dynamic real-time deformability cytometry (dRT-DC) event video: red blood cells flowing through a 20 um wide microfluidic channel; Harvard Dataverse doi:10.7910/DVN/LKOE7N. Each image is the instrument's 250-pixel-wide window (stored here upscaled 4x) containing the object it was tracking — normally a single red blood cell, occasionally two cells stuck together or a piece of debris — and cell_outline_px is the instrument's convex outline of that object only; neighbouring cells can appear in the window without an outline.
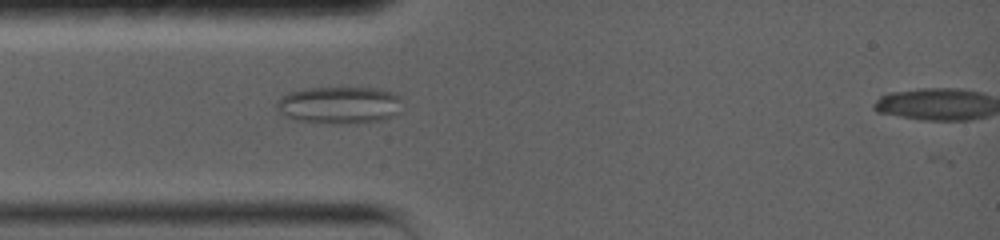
{"species": "common noctule bat (a hibernating species)", "species_latin": "Nyctalus noctula", "temperature_condition": "warm", "stored_images_in_passage": 34, "camera_frame_rate_fps": 5000, "um_per_image_px": 0.085, "animal": {"sex": "female", "body_mass_g": 19.0, "forearm_length_mm": 56.7}, "frame": {"image": 1, "passage_image": 11, "time_ms": 3.4, "image_size_px": [1000, 240], "cell_outline_px": [[400, 100], [396, 116], [384, 120], [356, 124], [332, 124], [292, 120], [280, 112], [276, 108], [276, 104], [280, 96], [288, 92], [304, 88], [380, 88], [396, 92], [400, 96]], "centroid_in_image_um": [28.84, 8.94], "position_along_channel_um": 56.2, "area_um2": 27.86}}
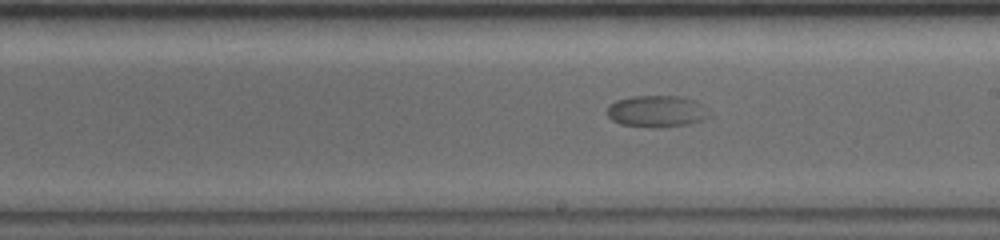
{"frame": {"image": 2, "passage_image": 25, "time_ms": 8.4, "image_size_px": [1000, 240], "cell_outline_px": [[708, 116], [700, 120], [688, 124], [620, 124], [612, 120], [608, 116], [608, 104], [616, 100], [632, 96], [680, 96], [696, 100], [700, 104]], "centroid_in_image_um": [55.75, 9.39], "position_along_channel_um": 233.2, "area_um2": 17.63}}
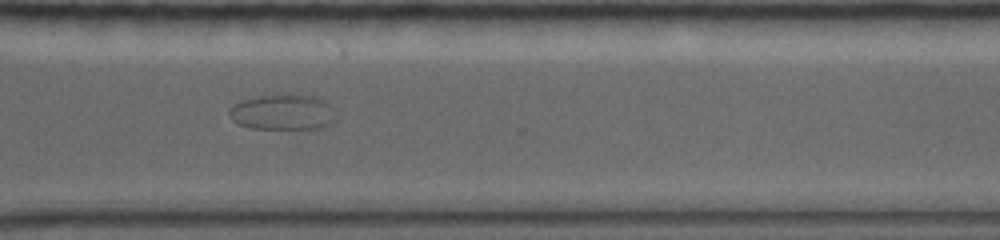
{"frame": {"image": 3, "passage_image": 34, "time_ms": 11.6, "image_size_px": [1000, 240], "cell_outline_px": [[324, 100], [308, 128], [256, 128], [240, 124], [236, 120], [232, 108], [236, 104], [244, 100], [276, 92], [304, 92], [320, 96]], "centroid_in_image_um": [23.68, 9.38], "position_along_channel_um": 346.9, "area_um2": 19.19}}